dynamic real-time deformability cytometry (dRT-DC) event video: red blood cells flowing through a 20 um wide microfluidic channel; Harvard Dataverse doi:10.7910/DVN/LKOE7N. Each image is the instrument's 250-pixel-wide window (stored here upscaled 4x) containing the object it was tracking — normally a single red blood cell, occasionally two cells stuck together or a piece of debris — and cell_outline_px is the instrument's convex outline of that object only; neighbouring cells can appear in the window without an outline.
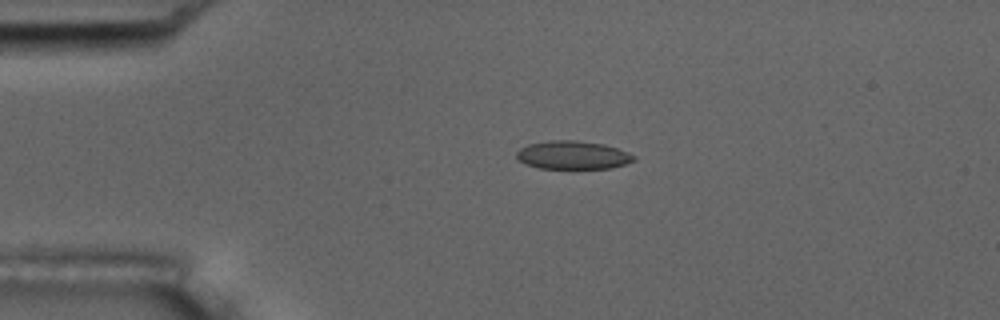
{"species": "common noctule bat (a hibernating species)", "species_latin": "Nyctalus noctula", "temperature_condition": "room temperature", "stored_images_in_passage": 3, "camera_frame_rate_fps": 3000, "um_per_image_px": 0.085, "animal": {"sex": "male", "body_mass_g": 17.5, "forearm_length_mm": 52.3}, "frame": {"image": 1, "passage_image": 1, "time_ms": 0.0, "image_size_px": [1000, 320], "cell_outline_px": [[636, 160], [612, 168], [540, 168], [528, 164], [520, 160], [516, 156], [516, 152], [520, 148], [528, 144], [552, 140], [576, 140], [604, 144], [628, 152], [636, 156]], "centroid_in_image_um": [48.71, 13.17], "position_along_channel_um": 36.3, "area_um2": 19.19}}
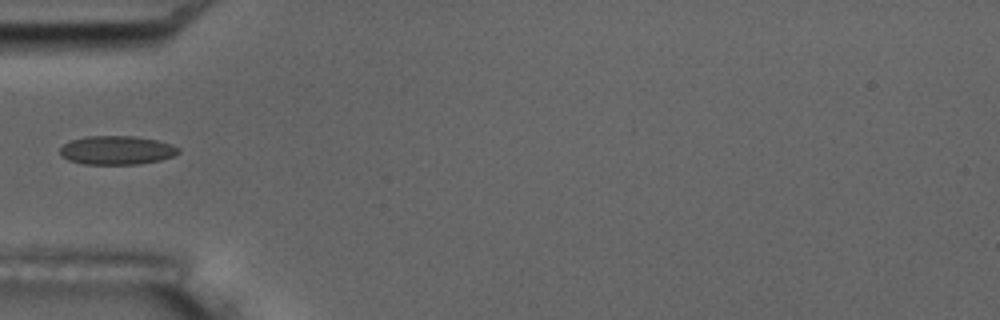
{"frame": {"image": 2, "passage_image": 3, "time_ms": 2.0, "image_size_px": [1000, 320], "cell_outline_px": [[180, 152], [172, 156], [160, 160], [136, 164], [84, 164], [68, 160], [60, 156], [60, 148], [68, 140], [88, 136], [136, 136], [156, 140], [172, 144], [180, 148]], "centroid_in_image_um": [9.9, 12.76], "position_along_channel_um": 75.1, "area_um2": 19.94}}